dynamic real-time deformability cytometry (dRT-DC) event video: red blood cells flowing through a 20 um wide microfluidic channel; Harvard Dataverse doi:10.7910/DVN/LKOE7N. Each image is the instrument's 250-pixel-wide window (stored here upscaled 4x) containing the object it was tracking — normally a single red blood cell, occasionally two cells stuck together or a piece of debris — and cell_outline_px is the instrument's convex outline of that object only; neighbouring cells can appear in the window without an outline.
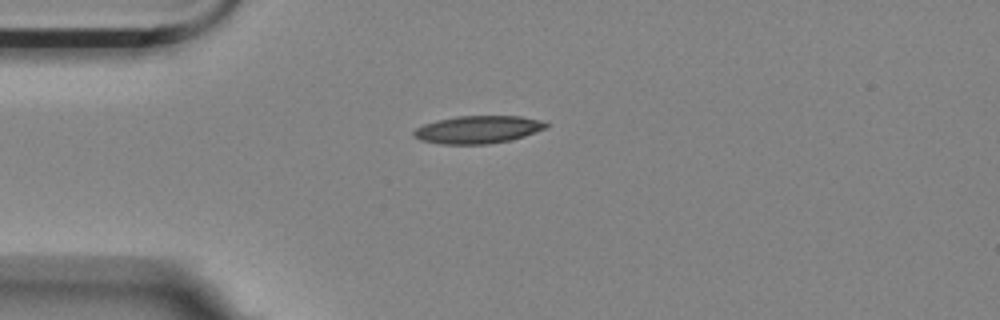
{"species": "Egyptian fruit bat (a non-hibernating species)", "species_latin": "Rousettus aegyptiacus", "temperature_condition": "room temperature", "stored_images_in_passage": 1, "camera_frame_rate_fps": 3000, "um_per_image_px": 0.085, "animal": {"sex": "female"}, "frame": {"image": 1, "passage_image": 1, "time_ms": 0.0, "image_size_px": [1000, 320], "cell_outline_px": [[548, 124], [544, 128], [524, 136], [512, 140], [488, 144], [440, 144], [420, 140], [412, 136], [412, 132], [416, 128], [424, 124], [436, 120], [456, 116], [520, 116], [540, 120]], "centroid_in_image_um": [40.56, 11.01], "position_along_channel_um": 44.4, "area_um2": 21.33}}